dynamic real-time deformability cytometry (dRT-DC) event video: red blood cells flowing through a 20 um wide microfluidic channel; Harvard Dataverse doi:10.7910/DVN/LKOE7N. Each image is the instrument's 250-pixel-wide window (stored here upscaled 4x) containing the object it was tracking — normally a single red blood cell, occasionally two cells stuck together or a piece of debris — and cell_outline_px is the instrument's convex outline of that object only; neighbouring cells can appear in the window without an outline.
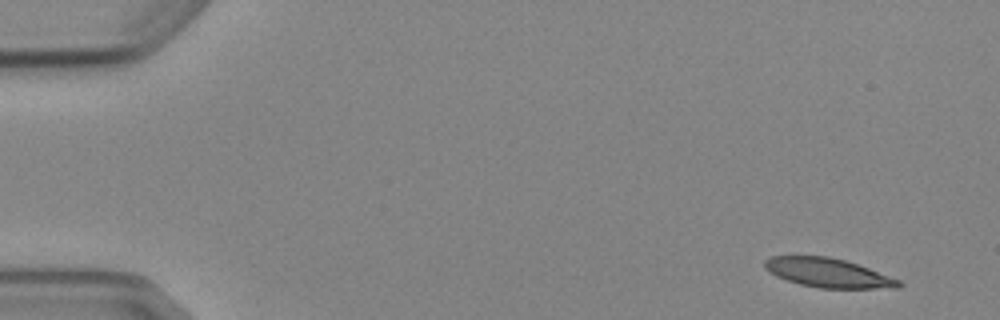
{"species": "Egyptian fruit bat (a non-hibernating species)", "species_latin": "Rousettus aegyptiacus", "temperature_condition": "cold", "stored_images_in_passage": 8, "camera_frame_rate_fps": 3000, "um_per_image_px": 0.085, "animal": {"sex": "female"}, "frame": {"image": 1, "passage_image": 1, "time_ms": 0.0, "image_size_px": [1000, 320], "cell_outline_px": [[904, 284], [900, 288], [820, 288], [800, 284], [776, 276], [768, 272], [764, 268], [764, 260], [772, 256], [828, 256], [844, 260], [868, 268], [900, 280]], "centroid_in_image_um": [70.38, 23.19], "position_along_channel_um": 14.6, "area_um2": 22.66}}
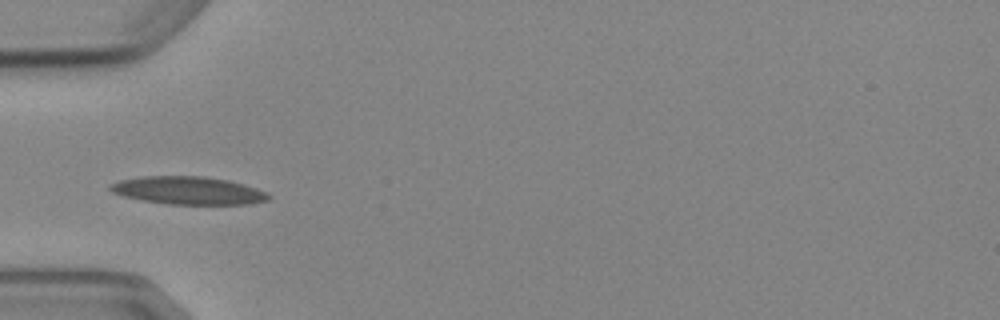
{"frame": {"image": 2, "passage_image": 5, "time_ms": 4.667, "image_size_px": [1000, 320], "cell_outline_px": [[272, 196], [268, 200], [248, 204], [168, 204], [144, 200], [124, 196], [112, 192], [108, 188], [108, 184], [120, 180], [144, 176], [204, 176], [228, 180], [244, 184], [268, 192]], "centroid_in_image_um": [16.02, 16.19], "position_along_channel_um": 69.0, "area_um2": 25.72}}
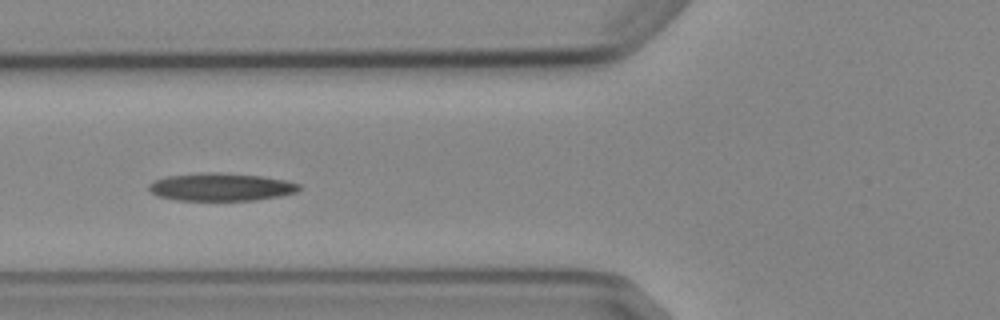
{"frame": {"image": 3, "passage_image": 6, "time_ms": 5.667, "image_size_px": [1000, 320], "cell_outline_px": [[300, 188], [296, 192], [280, 196], [256, 200], [176, 200], [156, 196], [148, 188], [148, 184], [152, 180], [168, 176], [200, 172], [220, 172], [264, 176], [284, 180], [300, 184]], "centroid_in_image_um": [18.75, 15.88], "position_along_channel_um": 107.1, "area_um2": 24.57}}